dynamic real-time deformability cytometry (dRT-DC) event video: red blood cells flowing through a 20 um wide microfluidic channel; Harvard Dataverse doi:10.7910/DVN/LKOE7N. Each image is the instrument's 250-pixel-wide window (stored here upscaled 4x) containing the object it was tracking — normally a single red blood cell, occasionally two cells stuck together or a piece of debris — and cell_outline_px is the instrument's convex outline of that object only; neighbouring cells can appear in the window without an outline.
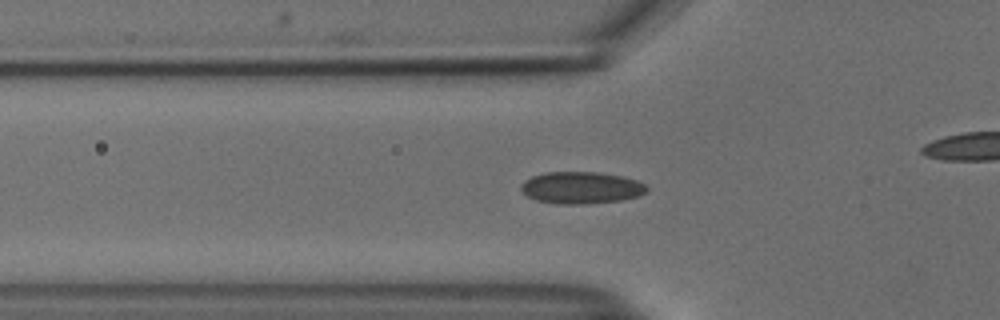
{"species": "common noctule bat (a hibernating species)", "species_latin": "Nyctalus noctula", "temperature_condition": "cold", "stored_images_in_passage": 44, "camera_frame_rate_fps": 3000, "um_per_image_px": 0.085, "animal": {"sex": "male", "body_mass_g": 18.8}, "frame": {"image": 1, "passage_image": 18, "time_ms": 5.667, "image_size_px": [1000, 320], "cell_outline_px": [[648, 192], [640, 196], [620, 200], [584, 204], [556, 204], [536, 200], [528, 196], [520, 188], [520, 184], [524, 180], [532, 176], [544, 172], [596, 172], [620, 176], [636, 180], [644, 184], [648, 188]], "centroid_in_image_um": [49.39, 15.96], "position_along_channel_um": 76.4, "area_um2": 23.47}}
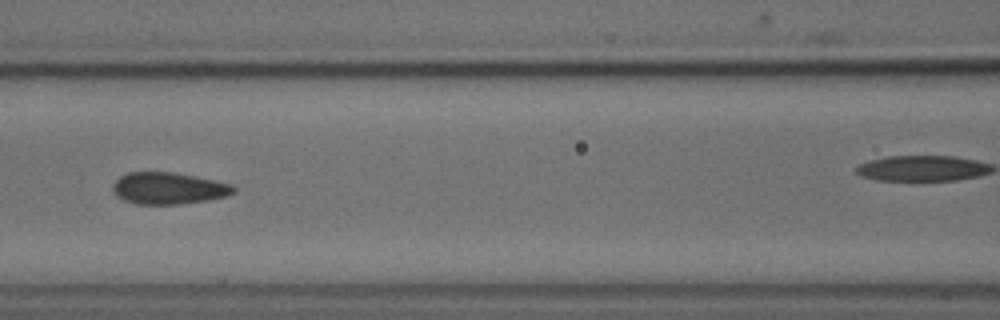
{"frame": {"image": 2, "passage_image": 24, "time_ms": 7.667, "image_size_px": [1000, 320], "cell_outline_px": [[236, 192], [228, 196], [208, 200], [180, 204], [136, 204], [124, 200], [116, 196], [112, 192], [112, 184], [120, 176], [128, 172], [172, 172], [196, 176], [232, 184], [236, 188]], "centroid_in_image_um": [14.32, 16.0], "position_along_channel_um": 152.3, "area_um2": 22.6}}
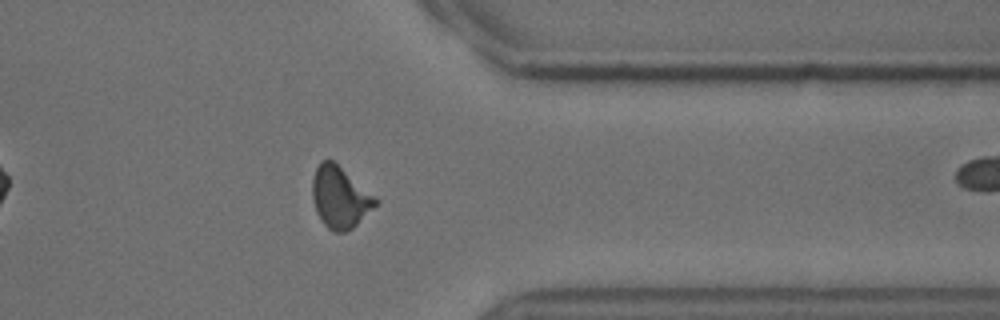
{"frame": {"image": 3, "passage_image": 43, "time_ms": 14.0, "image_size_px": [1000, 320], "cell_outline_px": [[380, 200], [352, 228], [344, 232], [332, 232], [320, 220], [316, 212], [312, 196], [312, 180], [316, 168], [320, 160], [332, 160], [376, 196]], "centroid_in_image_um": [28.87, 16.77], "position_along_channel_um": 382.5, "area_um2": 22.48}}